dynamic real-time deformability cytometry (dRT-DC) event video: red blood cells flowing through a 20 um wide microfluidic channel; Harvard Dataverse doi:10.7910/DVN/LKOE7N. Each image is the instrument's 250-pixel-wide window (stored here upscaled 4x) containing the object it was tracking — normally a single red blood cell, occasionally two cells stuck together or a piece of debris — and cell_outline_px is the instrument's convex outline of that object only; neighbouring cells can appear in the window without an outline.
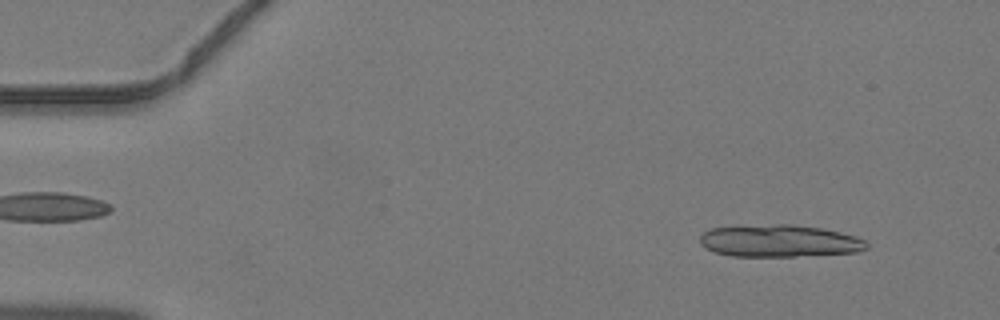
{"species": "common noctule bat (a hibernating species)", "species_latin": "Nyctalus noctula", "temperature_condition": "warm", "stored_images_in_passage": 45, "segment_of_instrument_passage": [1, 2], "camera_frame_rate_fps": 3000, "um_per_image_px": 0.085, "animal": {"sex": "male", "body_mass_g": 19.2, "forearm_length_mm": 51.8}, "frame": {"image": 1, "passage_image": 4, "time_ms": 1.0, "image_size_px": [1000, 320], "cell_outline_px": [[868, 248], [856, 252], [796, 256], [732, 256], [716, 252], [704, 248], [700, 244], [700, 236], [704, 232], [712, 228], [776, 224], [792, 224], [824, 228], [856, 236], [864, 240], [868, 244]], "centroid_in_image_um": [66.26, 20.48], "position_along_channel_um": 18.7, "area_um2": 31.21}}